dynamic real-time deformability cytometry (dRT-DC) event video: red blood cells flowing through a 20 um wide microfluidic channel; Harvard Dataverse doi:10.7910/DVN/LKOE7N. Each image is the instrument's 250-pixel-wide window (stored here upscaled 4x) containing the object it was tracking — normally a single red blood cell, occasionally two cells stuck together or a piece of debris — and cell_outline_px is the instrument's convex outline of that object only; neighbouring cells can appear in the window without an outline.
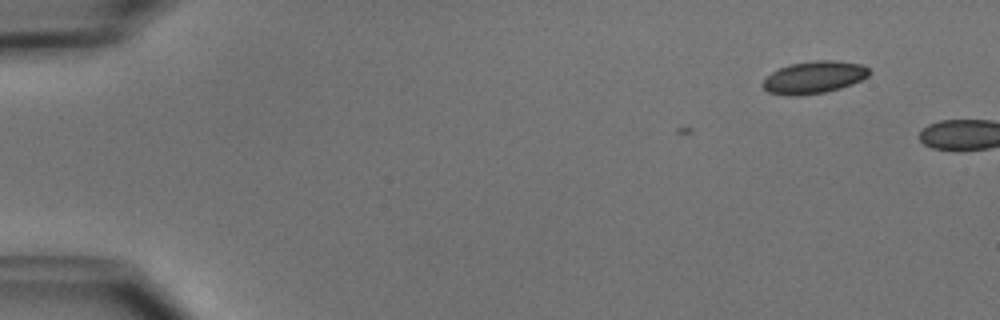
{"species": "common noctule bat (a hibernating species)", "species_latin": "Nyctalus noctula", "temperature_condition": "cold", "stored_images_in_passage": 2, "camera_frame_rate_fps": 3000, "um_per_image_px": 0.085, "animal": {"sex": "male", "body_mass_g": 15.6}, "frame": {"image": 1, "passage_image": 1, "time_ms": 0.0, "image_size_px": [1000, 320], "cell_outline_px": [[872, 72], [868, 76], [852, 84], [840, 88], [824, 92], [800, 96], [788, 96], [768, 92], [760, 84], [772, 72], [780, 68], [792, 64], [816, 60], [832, 60], [860, 64], [868, 68]], "centroid_in_image_um": [69.18, 6.58], "position_along_channel_um": 15.8, "area_um2": 19.94}}